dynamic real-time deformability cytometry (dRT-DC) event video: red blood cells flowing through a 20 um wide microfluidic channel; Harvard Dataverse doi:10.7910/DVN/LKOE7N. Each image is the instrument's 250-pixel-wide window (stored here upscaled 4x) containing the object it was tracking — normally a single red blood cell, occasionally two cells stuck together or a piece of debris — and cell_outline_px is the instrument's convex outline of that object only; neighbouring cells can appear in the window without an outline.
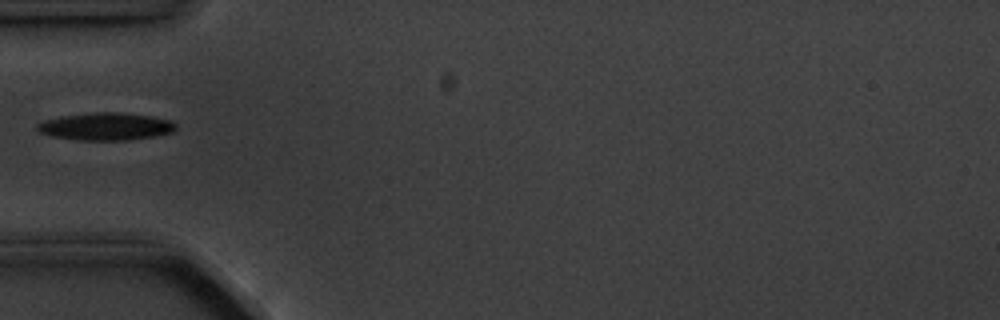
{"species": "common noctule bat (a hibernating species)", "species_latin": "Nyctalus noctula", "temperature_condition": "cold", "stored_images_in_passage": 5, "camera_frame_rate_fps": 3000, "um_per_image_px": 0.085, "animal": {"sex": "male", "body_mass_g": 20.1, "forearm_length_mm": 53.5}, "frame": {"image": 1, "passage_image": 5, "time_ms": 4.667, "image_size_px": [1000, 320], "cell_outline_px": [[176, 128], [172, 132], [156, 136], [128, 140], [76, 140], [48, 136], [40, 132], [36, 128], [36, 124], [44, 120], [64, 116], [96, 112], [116, 112], [152, 116], [172, 120], [176, 124]], "centroid_in_image_um": [8.99, 10.76], "position_along_channel_um": 76.0, "area_um2": 22.31}}